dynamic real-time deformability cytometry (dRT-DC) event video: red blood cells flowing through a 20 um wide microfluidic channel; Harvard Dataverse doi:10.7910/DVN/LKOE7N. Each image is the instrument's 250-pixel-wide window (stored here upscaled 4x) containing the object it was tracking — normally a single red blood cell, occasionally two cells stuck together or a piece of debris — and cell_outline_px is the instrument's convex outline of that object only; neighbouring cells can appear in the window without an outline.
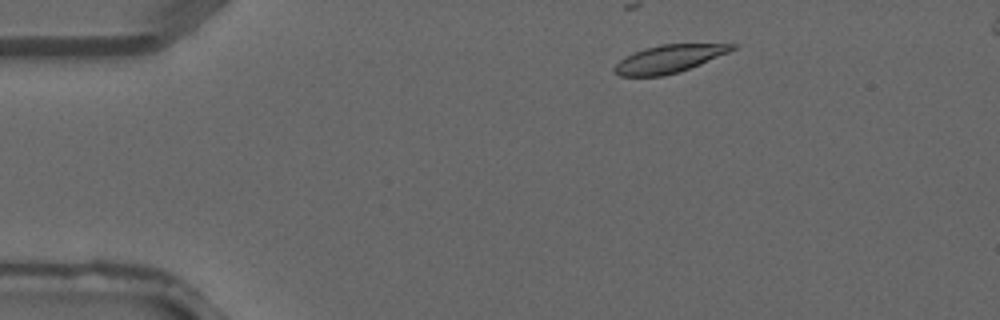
{"species": "common noctule bat (a hibernating species)", "species_latin": "Nyctalus noctula", "temperature_condition": "warm", "stored_images_in_passage": 2, "camera_frame_rate_fps": 3000, "um_per_image_px": 0.085, "animal": {"sex": "male", "forearm_length_mm": 52.5}, "frame": {"image": 1, "passage_image": 1, "time_ms": 0.0, "image_size_px": [1000, 320], "cell_outline_px": [[736, 48], [728, 52], [700, 64], [680, 72], [664, 76], [620, 76], [612, 68], [620, 60], [636, 52], [648, 48], [664, 44], [736, 44]], "centroid_in_image_um": [56.87, 5.02], "position_along_channel_um": 28.1, "area_um2": 18.61}}